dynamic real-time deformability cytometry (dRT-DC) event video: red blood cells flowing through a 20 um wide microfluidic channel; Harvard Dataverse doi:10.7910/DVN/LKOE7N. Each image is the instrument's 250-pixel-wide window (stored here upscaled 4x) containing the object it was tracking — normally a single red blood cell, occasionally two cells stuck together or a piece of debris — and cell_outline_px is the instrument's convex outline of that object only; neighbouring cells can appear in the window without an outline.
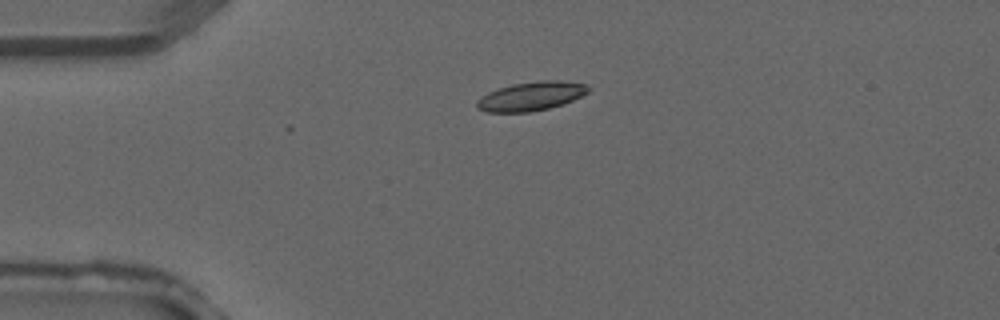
{"species": "common noctule bat (a hibernating species)", "species_latin": "Nyctalus noctula", "temperature_condition": "warm", "stored_images_in_passage": 3, "camera_frame_rate_fps": 3000, "um_per_image_px": 0.085, "animal": {"sex": "male", "forearm_length_mm": 52.5}, "frame": {"image": 1, "passage_image": 2, "time_ms": 0.333, "image_size_px": [1000, 320], "cell_outline_px": [[592, 88], [588, 92], [572, 100], [548, 108], [532, 112], [484, 112], [476, 104], [476, 100], [488, 92], [512, 84], [540, 80], [560, 80], [588, 84]], "centroid_in_image_um": [45.16, 8.16], "position_along_channel_um": 39.8, "area_um2": 18.73}}